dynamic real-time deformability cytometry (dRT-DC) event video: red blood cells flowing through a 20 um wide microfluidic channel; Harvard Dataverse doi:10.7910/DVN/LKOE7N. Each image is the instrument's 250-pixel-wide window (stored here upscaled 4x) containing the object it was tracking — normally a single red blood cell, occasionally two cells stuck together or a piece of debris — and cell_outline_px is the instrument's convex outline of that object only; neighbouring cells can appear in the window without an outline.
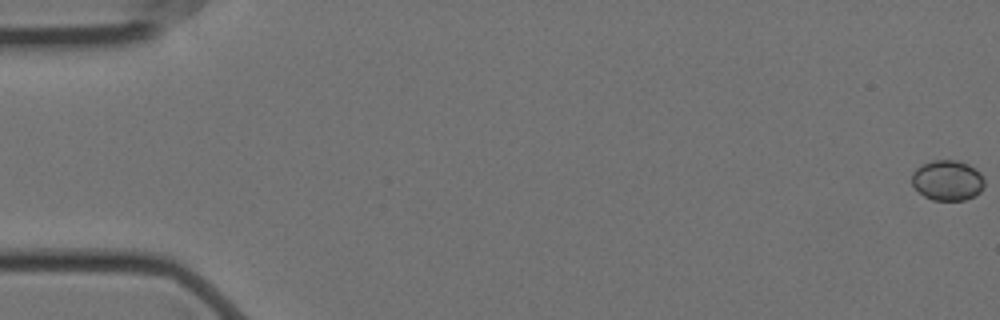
{"species": "Egyptian fruit bat (a non-hibernating species)", "species_latin": "Rousettus aegyptiacus", "temperature_condition": "cold", "stored_images_in_passage": 58, "camera_frame_rate_fps": 3000, "um_per_image_px": 0.085, "animal": {"sex": "female"}, "frame": {"image": 1, "passage_image": 1, "time_ms": 0.0, "image_size_px": [1000, 320], "cell_outline_px": [[984, 188], [980, 192], [964, 200], [932, 200], [924, 196], [912, 184], [912, 172], [916, 168], [932, 160], [956, 160], [968, 164], [980, 172], [984, 180]], "centroid_in_image_um": [80.54, 15.32], "position_along_channel_um": 4.5, "area_um2": 16.99}}
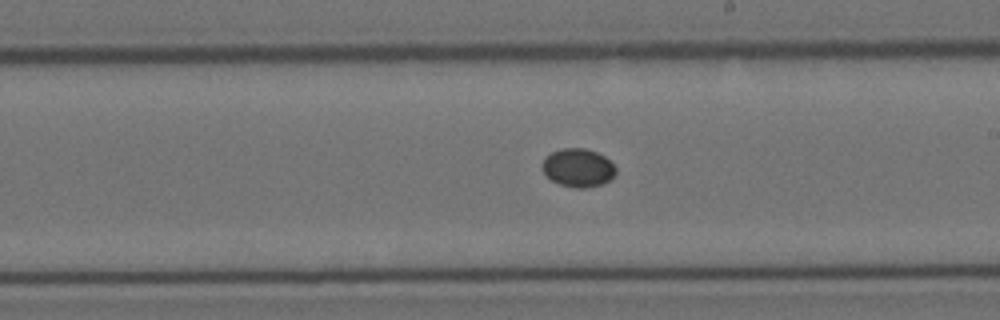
{"frame": {"image": 2, "passage_image": 34, "time_ms": 11.0, "image_size_px": [1000, 320], "cell_outline_px": [[616, 172], [612, 180], [600, 184], [584, 188], [576, 188], [560, 184], [552, 180], [544, 172], [540, 164], [544, 156], [560, 148], [584, 148], [596, 152], [604, 156], [616, 168]], "centroid_in_image_um": [49.12, 14.25], "position_along_channel_um": 239.9, "area_um2": 16.47}}
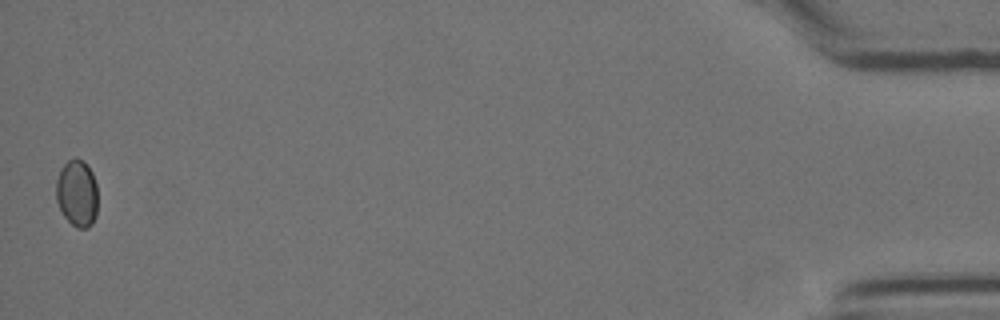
{"frame": {"image": 3, "passage_image": 58, "time_ms": 19.0, "image_size_px": [1000, 320], "cell_outline_px": [[96, 216], [92, 224], [88, 228], [76, 228], [64, 216], [56, 200], [56, 180], [60, 168], [68, 160], [76, 156], [84, 160], [88, 164], [92, 172], [96, 184]], "centroid_in_image_um": [6.54, 16.39], "position_along_channel_um": 428.7, "area_um2": 16.47}}